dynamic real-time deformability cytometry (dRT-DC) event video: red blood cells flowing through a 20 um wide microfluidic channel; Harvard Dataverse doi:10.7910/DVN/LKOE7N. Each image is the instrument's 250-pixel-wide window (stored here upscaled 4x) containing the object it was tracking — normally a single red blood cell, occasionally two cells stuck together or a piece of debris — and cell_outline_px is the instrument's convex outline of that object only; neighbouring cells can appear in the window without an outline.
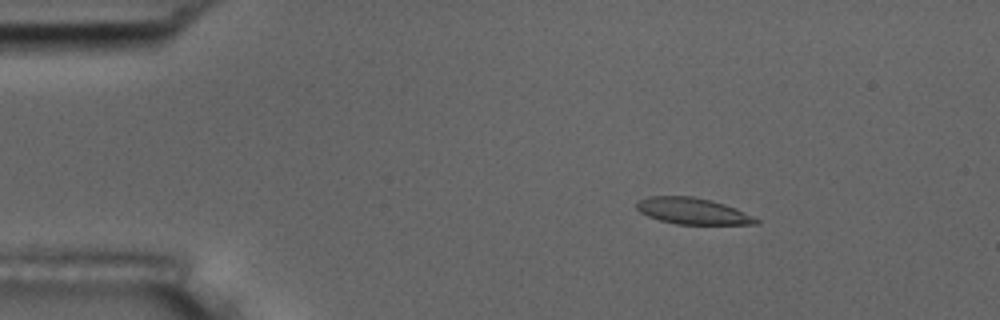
{"species": "common noctule bat (a hibernating species)", "species_latin": "Nyctalus noctula", "temperature_condition": "room temperature", "stored_images_in_passage": 55, "camera_frame_rate_fps": 3000, "um_per_image_px": 0.085, "animal": {"sex": "male", "body_mass_g": 17.5, "forearm_length_mm": 52.3}, "frame": {"image": 1, "passage_image": 9, "time_ms": 2.667, "image_size_px": [1000, 320], "cell_outline_px": [[760, 220], [756, 224], [676, 224], [660, 220], [648, 216], [640, 212], [636, 208], [636, 204], [640, 200], [648, 196], [692, 196], [712, 200], [736, 208]], "centroid_in_image_um": [58.86, 17.93], "position_along_channel_um": 26.1, "area_um2": 18.21}}
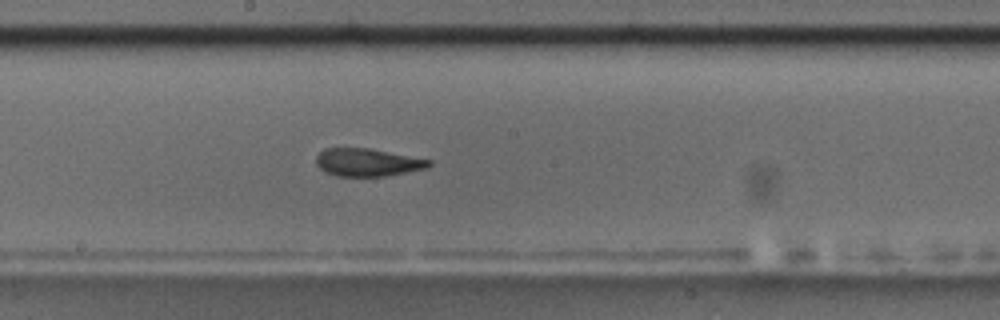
{"frame": {"image": 2, "passage_image": 30, "time_ms": 9.667, "image_size_px": [1000, 320], "cell_outline_px": [[432, 164], [428, 168], [384, 176], [336, 176], [324, 172], [316, 164], [316, 156], [324, 148], [368, 148], [432, 160]], "centroid_in_image_um": [31.22, 13.8], "position_along_channel_um": 217.0, "area_um2": 18.26}}
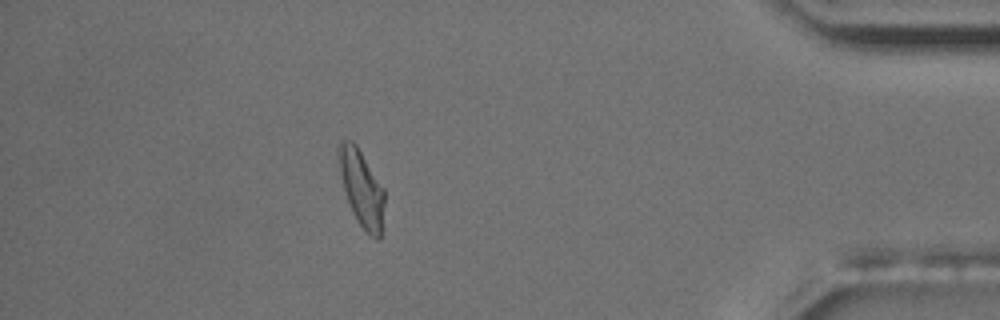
{"frame": {"image": 3, "passage_image": 49, "time_ms": 16.0, "image_size_px": [1000, 320], "cell_outline_px": [[384, 204], [380, 240], [376, 240], [360, 224], [352, 212], [344, 188], [340, 172], [336, 148], [340, 140], [352, 140], [356, 144], [384, 188]], "centroid_in_image_um": [30.72, 15.95], "position_along_channel_um": 404.5, "area_um2": 20.17}, "authors_computed_cell_mechanics": {"area_um2": 18.9584, "velocity_mm_per_s": 3.6741, "shape_relaxation_time_tau1_ms": 5.1, "shape_relaxation_time_tau2_ms": 2.0026, "deformation_change_tau1": 0.148, "deformation_change_tau2": 0.0734}}